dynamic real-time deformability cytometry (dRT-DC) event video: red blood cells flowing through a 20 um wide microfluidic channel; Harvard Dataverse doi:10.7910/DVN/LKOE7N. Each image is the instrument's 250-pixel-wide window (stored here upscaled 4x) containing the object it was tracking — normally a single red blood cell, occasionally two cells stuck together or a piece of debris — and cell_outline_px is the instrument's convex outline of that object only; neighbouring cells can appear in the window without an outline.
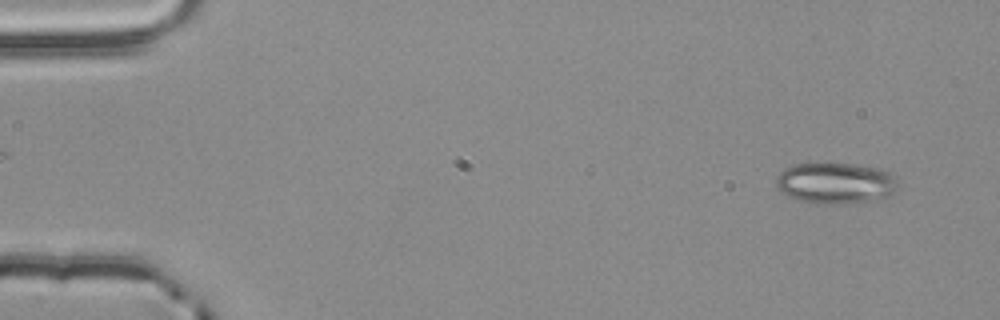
{"species": "common noctule bat (a hibernating species)", "species_latin": "Nyctalus noctula", "temperature_condition": "room temperature", "stored_images_in_passage": 4, "camera_frame_rate_fps": 3000, "um_per_image_px": 0.085, "animal": {"sex": "male", "body_mass_g": 20.4}, "frame": {"image": 1, "passage_image": 1, "time_ms": 0.0, "image_size_px": [1000, 320], "cell_outline_px": [[896, 192], [888, 196], [876, 200], [844, 204], [816, 204], [800, 200], [788, 196], [780, 192], [776, 188], [776, 176], [784, 168], [792, 164], [852, 164], [880, 168], [888, 172], [896, 180]], "centroid_in_image_um": [70.99, 15.58], "position_along_channel_um": 14.0, "area_um2": 29.36}}